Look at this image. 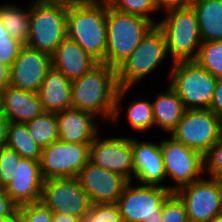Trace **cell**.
I'll return each instance as SVG.
<instances>
[{
    "instance_id": "83f0119b",
    "label": "cell",
    "mask_w": 222,
    "mask_h": 222,
    "mask_svg": "<svg viewBox=\"0 0 222 222\" xmlns=\"http://www.w3.org/2000/svg\"><path fill=\"white\" fill-rule=\"evenodd\" d=\"M127 118L130 127L137 132L153 130L155 126L152 102L144 98H136L127 106Z\"/></svg>"
},
{
    "instance_id": "5b68a950",
    "label": "cell",
    "mask_w": 222,
    "mask_h": 222,
    "mask_svg": "<svg viewBox=\"0 0 222 222\" xmlns=\"http://www.w3.org/2000/svg\"><path fill=\"white\" fill-rule=\"evenodd\" d=\"M169 86L178 94L186 109H209L217 78L195 60L171 63Z\"/></svg>"
},
{
    "instance_id": "ba28073f",
    "label": "cell",
    "mask_w": 222,
    "mask_h": 222,
    "mask_svg": "<svg viewBox=\"0 0 222 222\" xmlns=\"http://www.w3.org/2000/svg\"><path fill=\"white\" fill-rule=\"evenodd\" d=\"M171 193L157 185H135L130 181L117 200L123 222H161L162 205Z\"/></svg>"
},
{
    "instance_id": "d6986e66",
    "label": "cell",
    "mask_w": 222,
    "mask_h": 222,
    "mask_svg": "<svg viewBox=\"0 0 222 222\" xmlns=\"http://www.w3.org/2000/svg\"><path fill=\"white\" fill-rule=\"evenodd\" d=\"M59 140L69 143H92L100 133L96 116L74 108L56 113Z\"/></svg>"
},
{
    "instance_id": "484cf974",
    "label": "cell",
    "mask_w": 222,
    "mask_h": 222,
    "mask_svg": "<svg viewBox=\"0 0 222 222\" xmlns=\"http://www.w3.org/2000/svg\"><path fill=\"white\" fill-rule=\"evenodd\" d=\"M6 146L22 158L40 161L41 147L31 138L26 123L9 122Z\"/></svg>"
},
{
    "instance_id": "1f68e13d",
    "label": "cell",
    "mask_w": 222,
    "mask_h": 222,
    "mask_svg": "<svg viewBox=\"0 0 222 222\" xmlns=\"http://www.w3.org/2000/svg\"><path fill=\"white\" fill-rule=\"evenodd\" d=\"M53 212L41 201L19 206L16 222H52Z\"/></svg>"
},
{
    "instance_id": "603a6c76",
    "label": "cell",
    "mask_w": 222,
    "mask_h": 222,
    "mask_svg": "<svg viewBox=\"0 0 222 222\" xmlns=\"http://www.w3.org/2000/svg\"><path fill=\"white\" fill-rule=\"evenodd\" d=\"M155 127L171 133L186 110L178 94L167 85V89L156 94L152 102Z\"/></svg>"
},
{
    "instance_id": "b9f144b4",
    "label": "cell",
    "mask_w": 222,
    "mask_h": 222,
    "mask_svg": "<svg viewBox=\"0 0 222 222\" xmlns=\"http://www.w3.org/2000/svg\"><path fill=\"white\" fill-rule=\"evenodd\" d=\"M9 70L8 66L0 62V90L9 86Z\"/></svg>"
},
{
    "instance_id": "f35d334b",
    "label": "cell",
    "mask_w": 222,
    "mask_h": 222,
    "mask_svg": "<svg viewBox=\"0 0 222 222\" xmlns=\"http://www.w3.org/2000/svg\"><path fill=\"white\" fill-rule=\"evenodd\" d=\"M191 1L192 0H154L157 10L163 13L189 6Z\"/></svg>"
},
{
    "instance_id": "d590c367",
    "label": "cell",
    "mask_w": 222,
    "mask_h": 222,
    "mask_svg": "<svg viewBox=\"0 0 222 222\" xmlns=\"http://www.w3.org/2000/svg\"><path fill=\"white\" fill-rule=\"evenodd\" d=\"M23 46V43L13 38L1 39L0 62L10 68Z\"/></svg>"
},
{
    "instance_id": "cb8c5ba5",
    "label": "cell",
    "mask_w": 222,
    "mask_h": 222,
    "mask_svg": "<svg viewBox=\"0 0 222 222\" xmlns=\"http://www.w3.org/2000/svg\"><path fill=\"white\" fill-rule=\"evenodd\" d=\"M202 42L222 41V0H192Z\"/></svg>"
},
{
    "instance_id": "d6a6232c",
    "label": "cell",
    "mask_w": 222,
    "mask_h": 222,
    "mask_svg": "<svg viewBox=\"0 0 222 222\" xmlns=\"http://www.w3.org/2000/svg\"><path fill=\"white\" fill-rule=\"evenodd\" d=\"M22 157L7 146L0 149V186L5 188L15 179L16 167Z\"/></svg>"
},
{
    "instance_id": "44dd1931",
    "label": "cell",
    "mask_w": 222,
    "mask_h": 222,
    "mask_svg": "<svg viewBox=\"0 0 222 222\" xmlns=\"http://www.w3.org/2000/svg\"><path fill=\"white\" fill-rule=\"evenodd\" d=\"M3 116L8 122L27 123L44 112L37 93L7 86L3 90Z\"/></svg>"
},
{
    "instance_id": "4316f807",
    "label": "cell",
    "mask_w": 222,
    "mask_h": 222,
    "mask_svg": "<svg viewBox=\"0 0 222 222\" xmlns=\"http://www.w3.org/2000/svg\"><path fill=\"white\" fill-rule=\"evenodd\" d=\"M31 138L41 147L49 146L59 140L56 113L44 111L26 123Z\"/></svg>"
},
{
    "instance_id": "30bf717a",
    "label": "cell",
    "mask_w": 222,
    "mask_h": 222,
    "mask_svg": "<svg viewBox=\"0 0 222 222\" xmlns=\"http://www.w3.org/2000/svg\"><path fill=\"white\" fill-rule=\"evenodd\" d=\"M166 179H171L173 185L167 186L171 192H176L183 186L197 181L205 175L204 155L199 151L175 141L171 136L160 141Z\"/></svg>"
},
{
    "instance_id": "4dcf8cb0",
    "label": "cell",
    "mask_w": 222,
    "mask_h": 222,
    "mask_svg": "<svg viewBox=\"0 0 222 222\" xmlns=\"http://www.w3.org/2000/svg\"><path fill=\"white\" fill-rule=\"evenodd\" d=\"M80 222H123L117 203L92 204Z\"/></svg>"
},
{
    "instance_id": "8fae6325",
    "label": "cell",
    "mask_w": 222,
    "mask_h": 222,
    "mask_svg": "<svg viewBox=\"0 0 222 222\" xmlns=\"http://www.w3.org/2000/svg\"><path fill=\"white\" fill-rule=\"evenodd\" d=\"M90 145L58 140L41 148L39 163L43 178H77L80 170L89 162Z\"/></svg>"
},
{
    "instance_id": "ac0fdd59",
    "label": "cell",
    "mask_w": 222,
    "mask_h": 222,
    "mask_svg": "<svg viewBox=\"0 0 222 222\" xmlns=\"http://www.w3.org/2000/svg\"><path fill=\"white\" fill-rule=\"evenodd\" d=\"M44 180L39 161L22 158L16 167L15 179L4 189L19 207L40 201Z\"/></svg>"
},
{
    "instance_id": "ffe728a7",
    "label": "cell",
    "mask_w": 222,
    "mask_h": 222,
    "mask_svg": "<svg viewBox=\"0 0 222 222\" xmlns=\"http://www.w3.org/2000/svg\"><path fill=\"white\" fill-rule=\"evenodd\" d=\"M52 67L62 72L70 81L81 78L99 64L75 41L67 37L51 54Z\"/></svg>"
},
{
    "instance_id": "4fadbf2b",
    "label": "cell",
    "mask_w": 222,
    "mask_h": 222,
    "mask_svg": "<svg viewBox=\"0 0 222 222\" xmlns=\"http://www.w3.org/2000/svg\"><path fill=\"white\" fill-rule=\"evenodd\" d=\"M183 201L189 222H209L222 208V182L208 176L175 192Z\"/></svg>"
},
{
    "instance_id": "7dc6e473",
    "label": "cell",
    "mask_w": 222,
    "mask_h": 222,
    "mask_svg": "<svg viewBox=\"0 0 222 222\" xmlns=\"http://www.w3.org/2000/svg\"><path fill=\"white\" fill-rule=\"evenodd\" d=\"M0 222H16V218H0Z\"/></svg>"
},
{
    "instance_id": "60d3db41",
    "label": "cell",
    "mask_w": 222,
    "mask_h": 222,
    "mask_svg": "<svg viewBox=\"0 0 222 222\" xmlns=\"http://www.w3.org/2000/svg\"><path fill=\"white\" fill-rule=\"evenodd\" d=\"M8 125V120L3 115H0V149L7 144Z\"/></svg>"
},
{
    "instance_id": "ee69618b",
    "label": "cell",
    "mask_w": 222,
    "mask_h": 222,
    "mask_svg": "<svg viewBox=\"0 0 222 222\" xmlns=\"http://www.w3.org/2000/svg\"><path fill=\"white\" fill-rule=\"evenodd\" d=\"M6 38H12L7 31L6 27L4 26V23L0 17V40L1 39H6Z\"/></svg>"
},
{
    "instance_id": "7a4b0ae2",
    "label": "cell",
    "mask_w": 222,
    "mask_h": 222,
    "mask_svg": "<svg viewBox=\"0 0 222 222\" xmlns=\"http://www.w3.org/2000/svg\"><path fill=\"white\" fill-rule=\"evenodd\" d=\"M107 0H88L86 3L67 8V38L75 41L99 63L105 64L107 30Z\"/></svg>"
},
{
    "instance_id": "9a60e30c",
    "label": "cell",
    "mask_w": 222,
    "mask_h": 222,
    "mask_svg": "<svg viewBox=\"0 0 222 222\" xmlns=\"http://www.w3.org/2000/svg\"><path fill=\"white\" fill-rule=\"evenodd\" d=\"M51 55L24 45L9 70V86L37 93L48 71Z\"/></svg>"
},
{
    "instance_id": "7bdbcfd3",
    "label": "cell",
    "mask_w": 222,
    "mask_h": 222,
    "mask_svg": "<svg viewBox=\"0 0 222 222\" xmlns=\"http://www.w3.org/2000/svg\"><path fill=\"white\" fill-rule=\"evenodd\" d=\"M81 219L73 217L69 214L53 213L52 222H80Z\"/></svg>"
},
{
    "instance_id": "9c48e42d",
    "label": "cell",
    "mask_w": 222,
    "mask_h": 222,
    "mask_svg": "<svg viewBox=\"0 0 222 222\" xmlns=\"http://www.w3.org/2000/svg\"><path fill=\"white\" fill-rule=\"evenodd\" d=\"M170 136L205 155L222 137V121L210 109H186Z\"/></svg>"
},
{
    "instance_id": "8992f818",
    "label": "cell",
    "mask_w": 222,
    "mask_h": 222,
    "mask_svg": "<svg viewBox=\"0 0 222 222\" xmlns=\"http://www.w3.org/2000/svg\"><path fill=\"white\" fill-rule=\"evenodd\" d=\"M167 54L164 33L155 25L131 55L116 68L119 87L133 88L160 67L166 56L168 57Z\"/></svg>"
},
{
    "instance_id": "f546056e",
    "label": "cell",
    "mask_w": 222,
    "mask_h": 222,
    "mask_svg": "<svg viewBox=\"0 0 222 222\" xmlns=\"http://www.w3.org/2000/svg\"><path fill=\"white\" fill-rule=\"evenodd\" d=\"M109 5L114 10L143 17L148 19L157 25L156 21L151 15L154 12L155 15L158 13L154 0H107ZM157 11V12H156Z\"/></svg>"
},
{
    "instance_id": "7402d4cb",
    "label": "cell",
    "mask_w": 222,
    "mask_h": 222,
    "mask_svg": "<svg viewBox=\"0 0 222 222\" xmlns=\"http://www.w3.org/2000/svg\"><path fill=\"white\" fill-rule=\"evenodd\" d=\"M37 94L46 112L58 113L72 108L71 81L53 67L45 76Z\"/></svg>"
},
{
    "instance_id": "5bb4252c",
    "label": "cell",
    "mask_w": 222,
    "mask_h": 222,
    "mask_svg": "<svg viewBox=\"0 0 222 222\" xmlns=\"http://www.w3.org/2000/svg\"><path fill=\"white\" fill-rule=\"evenodd\" d=\"M89 161L133 181L134 165L131 137H105L99 133L90 145Z\"/></svg>"
},
{
    "instance_id": "e575fe53",
    "label": "cell",
    "mask_w": 222,
    "mask_h": 222,
    "mask_svg": "<svg viewBox=\"0 0 222 222\" xmlns=\"http://www.w3.org/2000/svg\"><path fill=\"white\" fill-rule=\"evenodd\" d=\"M205 174L222 182V137L204 155Z\"/></svg>"
},
{
    "instance_id": "74e56055",
    "label": "cell",
    "mask_w": 222,
    "mask_h": 222,
    "mask_svg": "<svg viewBox=\"0 0 222 222\" xmlns=\"http://www.w3.org/2000/svg\"><path fill=\"white\" fill-rule=\"evenodd\" d=\"M209 109L222 121V78L217 79L214 96Z\"/></svg>"
},
{
    "instance_id": "6da1fadb",
    "label": "cell",
    "mask_w": 222,
    "mask_h": 222,
    "mask_svg": "<svg viewBox=\"0 0 222 222\" xmlns=\"http://www.w3.org/2000/svg\"><path fill=\"white\" fill-rule=\"evenodd\" d=\"M132 88L119 87L116 69L99 63L81 78L71 81L72 108L101 117L114 125L122 115L121 101ZM121 106V107H120Z\"/></svg>"
},
{
    "instance_id": "3957f363",
    "label": "cell",
    "mask_w": 222,
    "mask_h": 222,
    "mask_svg": "<svg viewBox=\"0 0 222 222\" xmlns=\"http://www.w3.org/2000/svg\"><path fill=\"white\" fill-rule=\"evenodd\" d=\"M154 26L155 24L148 19L121 13L109 6L106 12L105 64L116 69Z\"/></svg>"
},
{
    "instance_id": "ab89813d",
    "label": "cell",
    "mask_w": 222,
    "mask_h": 222,
    "mask_svg": "<svg viewBox=\"0 0 222 222\" xmlns=\"http://www.w3.org/2000/svg\"><path fill=\"white\" fill-rule=\"evenodd\" d=\"M41 1L49 3V4H54V5H59L66 8H70V7L82 5L86 3L88 0H41Z\"/></svg>"
},
{
    "instance_id": "52a82bcc",
    "label": "cell",
    "mask_w": 222,
    "mask_h": 222,
    "mask_svg": "<svg viewBox=\"0 0 222 222\" xmlns=\"http://www.w3.org/2000/svg\"><path fill=\"white\" fill-rule=\"evenodd\" d=\"M30 3V28L26 45L51 55L67 37V8L41 0H32Z\"/></svg>"
},
{
    "instance_id": "bcb514c9",
    "label": "cell",
    "mask_w": 222,
    "mask_h": 222,
    "mask_svg": "<svg viewBox=\"0 0 222 222\" xmlns=\"http://www.w3.org/2000/svg\"><path fill=\"white\" fill-rule=\"evenodd\" d=\"M209 222H222V215L221 214L216 215Z\"/></svg>"
},
{
    "instance_id": "e0dca14e",
    "label": "cell",
    "mask_w": 222,
    "mask_h": 222,
    "mask_svg": "<svg viewBox=\"0 0 222 222\" xmlns=\"http://www.w3.org/2000/svg\"><path fill=\"white\" fill-rule=\"evenodd\" d=\"M131 147L133 150V179L142 185H163L166 179L163 156L160 149V143L152 141H140L131 137ZM163 183V184H162Z\"/></svg>"
},
{
    "instance_id": "d4e9b609",
    "label": "cell",
    "mask_w": 222,
    "mask_h": 222,
    "mask_svg": "<svg viewBox=\"0 0 222 222\" xmlns=\"http://www.w3.org/2000/svg\"><path fill=\"white\" fill-rule=\"evenodd\" d=\"M17 5V6H16ZM24 9L18 4L4 3L0 4V17L13 39H16L26 45L29 37L30 28V4Z\"/></svg>"
},
{
    "instance_id": "2e32d148",
    "label": "cell",
    "mask_w": 222,
    "mask_h": 222,
    "mask_svg": "<svg viewBox=\"0 0 222 222\" xmlns=\"http://www.w3.org/2000/svg\"><path fill=\"white\" fill-rule=\"evenodd\" d=\"M77 179L92 204L117 203L130 182L123 175L101 168L90 161L80 170Z\"/></svg>"
},
{
    "instance_id": "f1b7e54d",
    "label": "cell",
    "mask_w": 222,
    "mask_h": 222,
    "mask_svg": "<svg viewBox=\"0 0 222 222\" xmlns=\"http://www.w3.org/2000/svg\"><path fill=\"white\" fill-rule=\"evenodd\" d=\"M195 61L215 78H222V41L202 42Z\"/></svg>"
},
{
    "instance_id": "277c9868",
    "label": "cell",
    "mask_w": 222,
    "mask_h": 222,
    "mask_svg": "<svg viewBox=\"0 0 222 222\" xmlns=\"http://www.w3.org/2000/svg\"><path fill=\"white\" fill-rule=\"evenodd\" d=\"M157 26L164 33L172 63L197 58L202 39L197 16L191 5L169 10Z\"/></svg>"
},
{
    "instance_id": "f6af8a7d",
    "label": "cell",
    "mask_w": 222,
    "mask_h": 222,
    "mask_svg": "<svg viewBox=\"0 0 222 222\" xmlns=\"http://www.w3.org/2000/svg\"><path fill=\"white\" fill-rule=\"evenodd\" d=\"M3 90H0V115H3Z\"/></svg>"
},
{
    "instance_id": "8d00e7d4",
    "label": "cell",
    "mask_w": 222,
    "mask_h": 222,
    "mask_svg": "<svg viewBox=\"0 0 222 222\" xmlns=\"http://www.w3.org/2000/svg\"><path fill=\"white\" fill-rule=\"evenodd\" d=\"M18 206L4 188H0V218H16Z\"/></svg>"
},
{
    "instance_id": "7c38bea8",
    "label": "cell",
    "mask_w": 222,
    "mask_h": 222,
    "mask_svg": "<svg viewBox=\"0 0 222 222\" xmlns=\"http://www.w3.org/2000/svg\"><path fill=\"white\" fill-rule=\"evenodd\" d=\"M40 201L53 213L69 214L79 219L88 214L92 205L77 178L44 180Z\"/></svg>"
},
{
    "instance_id": "836d02e7",
    "label": "cell",
    "mask_w": 222,
    "mask_h": 222,
    "mask_svg": "<svg viewBox=\"0 0 222 222\" xmlns=\"http://www.w3.org/2000/svg\"><path fill=\"white\" fill-rule=\"evenodd\" d=\"M161 222H189L185 205L175 192H171L163 202Z\"/></svg>"
}]
</instances>
